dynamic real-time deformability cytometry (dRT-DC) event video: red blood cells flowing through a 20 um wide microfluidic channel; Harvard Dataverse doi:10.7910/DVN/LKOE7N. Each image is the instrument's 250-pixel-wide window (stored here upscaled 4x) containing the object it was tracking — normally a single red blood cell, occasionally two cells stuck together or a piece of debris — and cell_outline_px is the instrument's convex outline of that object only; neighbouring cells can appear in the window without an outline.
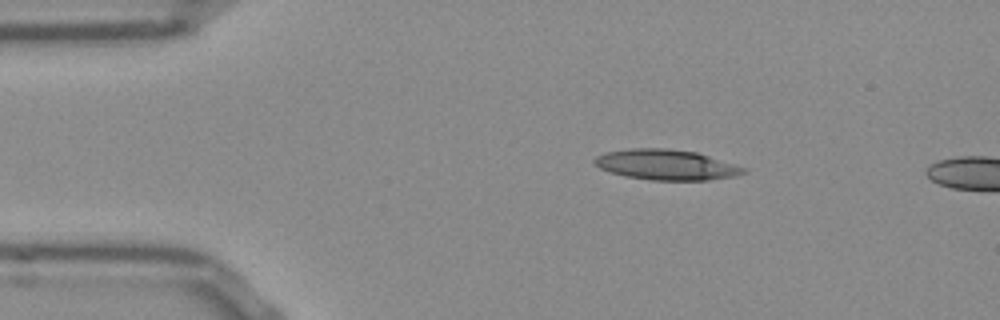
{"species": "Egyptian fruit bat (a non-hibernating species)", "species_latin": "Rousettus aegyptiacus", "temperature_condition": "room temperature", "stored_images_in_passage": 4, "camera_frame_rate_fps": 3000, "um_per_image_px": 0.085, "frame": {"image": 1, "passage_image": 1, "time_ms": 0.0, "image_size_px": [1000, 320], "cell_outline_px": [[748, 172], [736, 176], [708, 180], [652, 180], [624, 176], [608, 172], [592, 164], [592, 160], [596, 156], [604, 152], [628, 148], [664, 148], [696, 152], [744, 168]], "centroid_in_image_um": [56.54, 14.0], "position_along_channel_um": 28.5, "area_um2": 26.41}}